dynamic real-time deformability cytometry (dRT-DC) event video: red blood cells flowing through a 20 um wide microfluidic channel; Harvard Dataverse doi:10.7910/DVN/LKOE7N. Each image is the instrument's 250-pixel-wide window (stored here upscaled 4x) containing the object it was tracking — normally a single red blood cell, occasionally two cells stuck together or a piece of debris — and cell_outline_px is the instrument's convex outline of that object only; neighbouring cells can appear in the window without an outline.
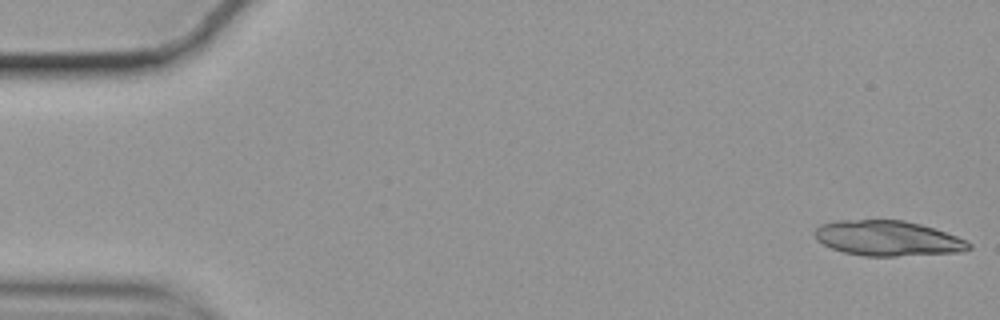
{"species": "common noctule bat (a hibernating species)", "species_latin": "Nyctalus noctula", "temperature_condition": "cold", "stored_images_in_passage": 53, "camera_frame_rate_fps": 3000, "um_per_image_px": 0.085, "animal": {"sex": "female", "body_mass_g": 19.9}, "frame": {"image": 1, "passage_image": 1, "time_ms": 0.0, "image_size_px": [1000, 320], "cell_outline_px": [[972, 248], [960, 252], [896, 256], [864, 256], [844, 252], [832, 248], [816, 240], [816, 228], [820, 224], [836, 220], [904, 220], [920, 224], [956, 236], [972, 244]], "centroid_in_image_um": [75.44, 20.25], "position_along_channel_um": 9.6, "area_um2": 31.39}}
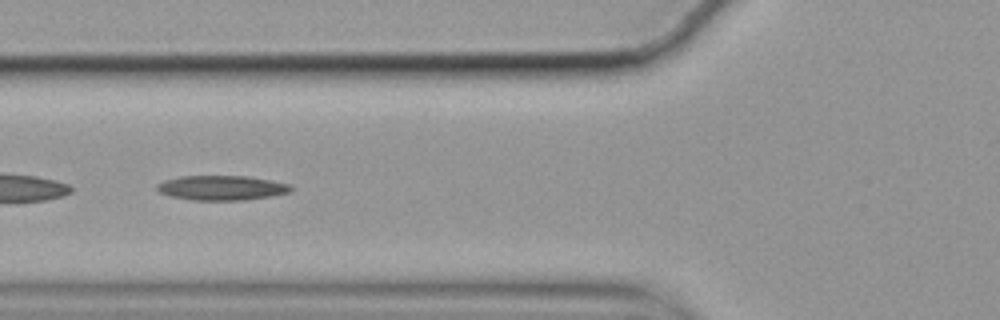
{"frame": {"image": 2, "passage_image": 21, "time_ms": 6.667, "image_size_px": [1000, 320], "cell_outline_px": [[292, 192], [272, 196], [244, 200], [192, 200], [172, 196], [160, 192], [156, 188], [156, 184], [164, 180], [180, 176], [248, 176], [292, 184]], "centroid_in_image_um": [18.88, 15.96], "position_along_channel_um": 106.9, "area_um2": 19.36}}